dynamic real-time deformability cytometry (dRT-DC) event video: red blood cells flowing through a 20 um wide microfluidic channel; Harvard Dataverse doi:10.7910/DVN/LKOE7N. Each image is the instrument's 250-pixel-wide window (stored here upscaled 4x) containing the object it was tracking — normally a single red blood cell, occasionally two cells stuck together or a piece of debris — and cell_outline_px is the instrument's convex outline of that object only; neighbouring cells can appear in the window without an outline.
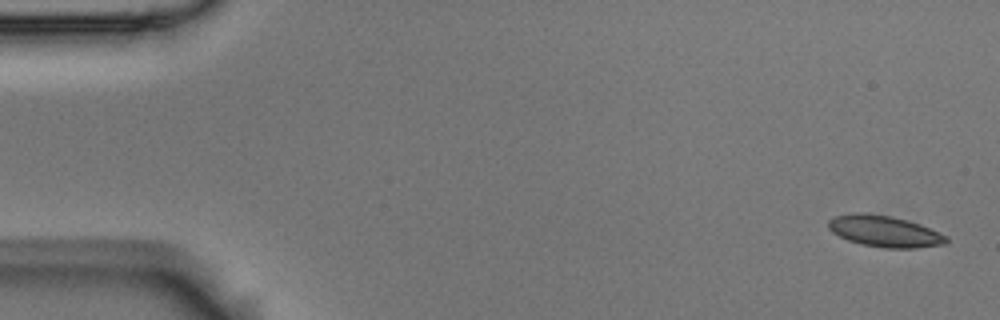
{"species": "Egyptian fruit bat (a non-hibernating species)", "species_latin": "Rousettus aegyptiacus", "temperature_condition": "room temperature", "stored_images_in_passage": 5, "camera_frame_rate_fps": 3000, "um_per_image_px": 0.085, "animal": {"sex": "male"}, "frame": {"image": 1, "passage_image": 1, "time_ms": 0.0, "image_size_px": [1000, 320], "cell_outline_px": [[948, 240], [944, 244], [916, 248], [884, 248], [860, 244], [848, 240], [832, 232], [828, 228], [828, 220], [836, 216], [852, 212], [860, 212], [892, 216], [908, 220], [920, 224], [948, 236]], "centroid_in_image_um": [75.18, 19.65], "position_along_channel_um": 9.8, "area_um2": 21.62}}